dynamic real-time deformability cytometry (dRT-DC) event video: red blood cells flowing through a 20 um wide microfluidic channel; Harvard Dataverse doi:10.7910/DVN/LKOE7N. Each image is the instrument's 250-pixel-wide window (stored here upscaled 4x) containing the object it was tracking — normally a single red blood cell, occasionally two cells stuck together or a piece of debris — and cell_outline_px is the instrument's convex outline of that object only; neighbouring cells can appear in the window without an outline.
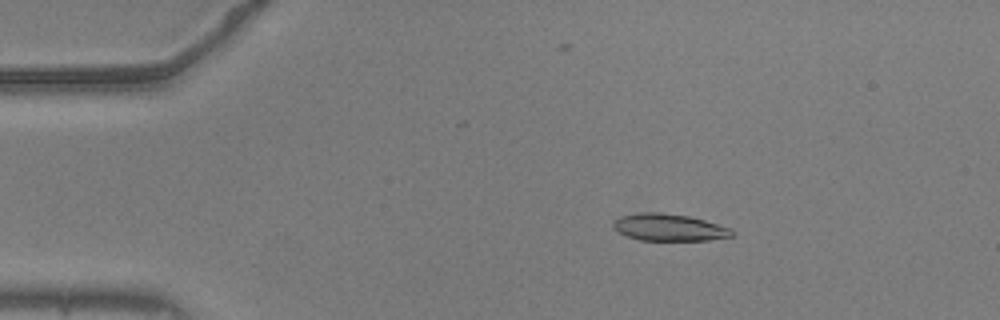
{"species": "common noctule bat (a hibernating species)", "species_latin": "Nyctalus noctula", "temperature_condition": "warm", "stored_images_in_passage": 22, "camera_frame_rate_fps": 3000, "um_per_image_px": 0.085, "animal": {"sex": "male", "body_mass_g": 20.5, "forearm_length_mm": 52.5}, "frame": {"image": 1, "passage_image": 3, "time_ms": 0.667, "image_size_px": [1000, 320], "cell_outline_px": [[736, 232], [732, 236], [708, 240], [640, 240], [628, 236], [612, 228], [612, 224], [620, 216], [640, 212], [660, 212], [688, 216], [704, 220], [732, 228]], "centroid_in_image_um": [56.89, 19.32], "position_along_channel_um": 28.1, "area_um2": 18.67}}
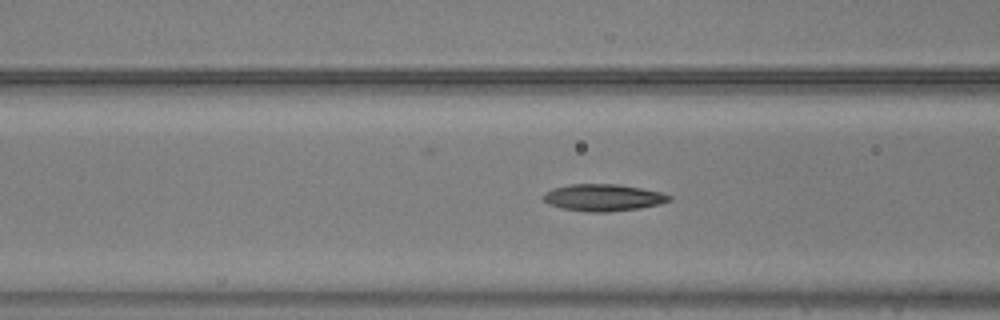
{"frame": {"image": 2, "passage_image": 15, "time_ms": 4.667, "image_size_px": [1000, 320], "cell_outline_px": [[672, 200], [660, 204], [640, 208], [608, 212], [584, 212], [564, 208], [548, 204], [544, 200], [544, 192], [552, 188], [568, 184], [616, 184], [640, 188], [660, 192], [672, 196]], "centroid_in_image_um": [51.27, 16.79], "position_along_channel_um": 115.3, "area_um2": 19.77}}
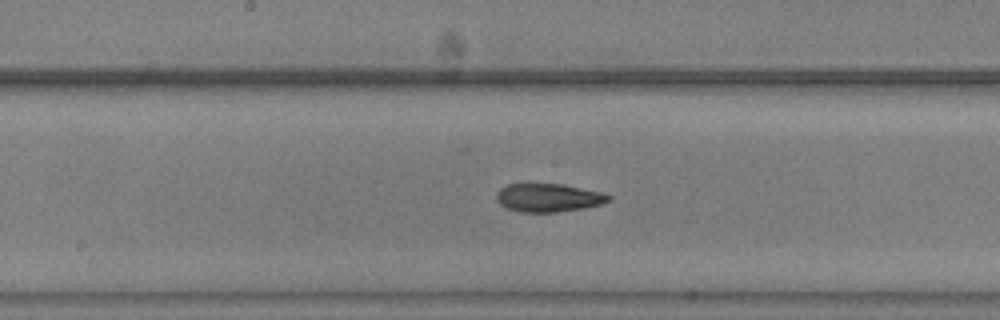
{"frame": {"image": 3, "passage_image": 22, "time_ms": 7.0, "image_size_px": [1000, 320], "cell_outline_px": [[612, 200], [600, 204], [584, 208], [556, 212], [520, 212], [504, 208], [496, 200], [496, 196], [500, 188], [508, 184], [564, 184], [600, 192], [612, 196]], "centroid_in_image_um": [46.6, 16.81], "position_along_channel_um": 201.6, "area_um2": 18.55}}